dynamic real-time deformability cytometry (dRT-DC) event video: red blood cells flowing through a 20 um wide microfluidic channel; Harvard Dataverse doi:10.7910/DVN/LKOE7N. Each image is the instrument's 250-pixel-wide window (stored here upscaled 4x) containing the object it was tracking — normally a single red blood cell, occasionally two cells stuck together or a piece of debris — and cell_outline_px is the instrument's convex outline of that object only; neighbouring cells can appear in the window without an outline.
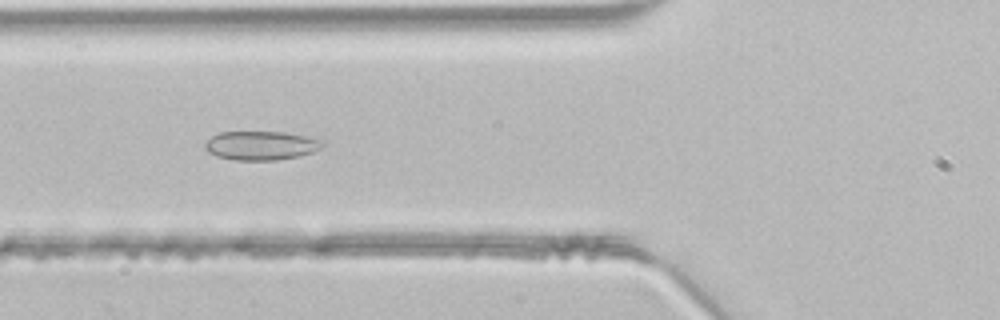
{"species": "common noctule bat (a hibernating species)", "species_latin": "Nyctalus noctula", "temperature_condition": "room temperature", "stored_images_in_passage": 41, "camera_frame_rate_fps": 3000, "um_per_image_px": 0.085, "animal": {"sex": "male", "body_mass_g": 21.5, "forearm_length_mm": 52.0}, "frame": {"image": 1, "passage_image": 12, "time_ms": 3.667, "image_size_px": [1000, 320], "cell_outline_px": [[324, 144], [320, 148], [312, 152], [300, 156], [276, 160], [236, 160], [216, 156], [208, 152], [204, 148], [204, 144], [212, 136], [220, 132], [284, 132], [308, 136], [324, 140]], "centroid_in_image_um": [22.2, 12.37], "position_along_channel_um": 103.6, "area_um2": 19.88}}
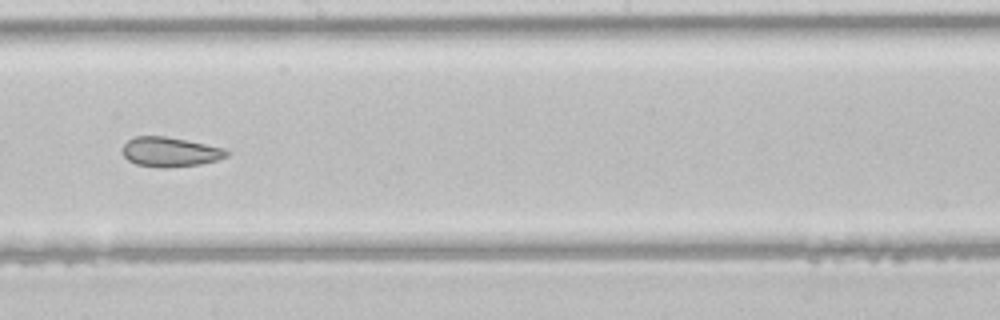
{"frame": {"image": 2, "passage_image": 21, "time_ms": 6.667, "image_size_px": [1000, 320], "cell_outline_px": [[228, 156], [216, 160], [200, 164], [164, 168], [160, 168], [136, 164], [128, 160], [120, 152], [120, 148], [132, 136], [164, 136], [224, 148], [228, 152]], "centroid_in_image_um": [14.38, 12.91], "position_along_channel_um": 233.8, "area_um2": 17.98}}
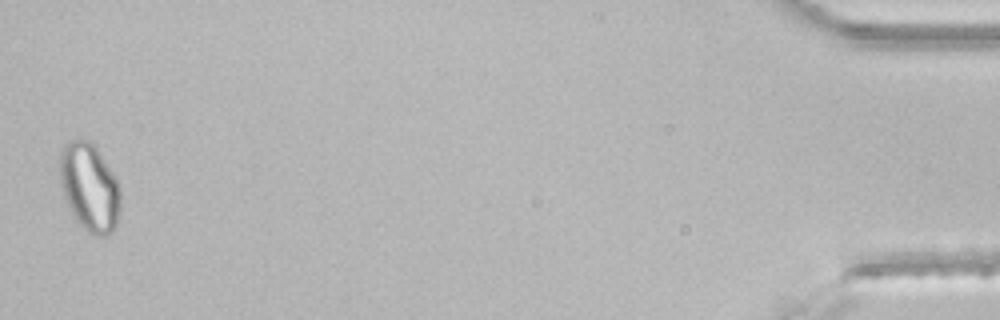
{"frame": {"image": 3, "passage_image": 41, "time_ms": 13.333, "image_size_px": [1000, 320], "cell_outline_px": [[120, 212], [116, 224], [112, 232], [104, 236], [96, 236], [88, 232], [80, 224], [72, 212], [64, 196], [60, 184], [60, 152], [64, 144], [68, 140], [88, 140], [96, 148], [120, 184]], "centroid_in_image_um": [7.62, 15.92], "position_along_channel_um": 427.6, "area_um2": 30.92}}